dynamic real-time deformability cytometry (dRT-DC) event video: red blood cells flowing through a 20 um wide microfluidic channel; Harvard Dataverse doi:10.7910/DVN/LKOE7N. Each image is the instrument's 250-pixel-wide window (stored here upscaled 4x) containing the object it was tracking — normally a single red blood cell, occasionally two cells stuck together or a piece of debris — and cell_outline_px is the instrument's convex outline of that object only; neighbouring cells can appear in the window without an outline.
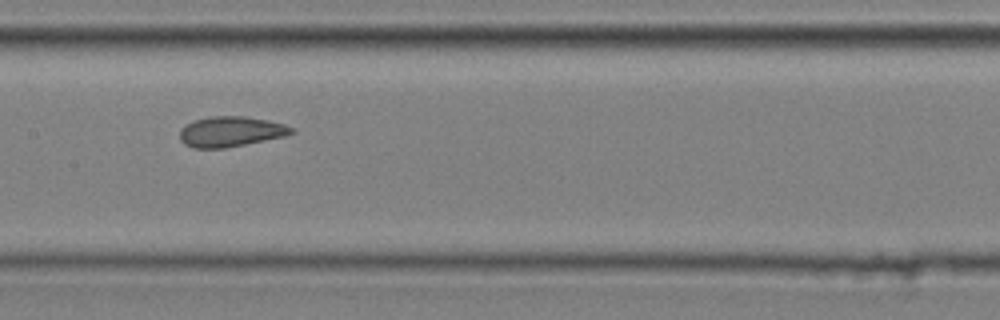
{"species": "common noctule bat (a hibernating species)", "species_latin": "Nyctalus noctula", "temperature_condition": "cold", "stored_images_in_passage": 13, "camera_frame_rate_fps": 3000, "um_per_image_px": 0.085, "animal": {"sex": "male", "body_mass_g": 20.4}, "frame": {"image": 1, "passage_image": 6, "time_ms": 1.667, "image_size_px": [1000, 320], "cell_outline_px": [[296, 132], [284, 136], [224, 148], [192, 148], [184, 144], [180, 140], [180, 128], [196, 120], [208, 116], [244, 116], [268, 120], [284, 124], [296, 128]], "centroid_in_image_um": [19.62, 11.18], "position_along_channel_um": 187.8, "area_um2": 19.71}}
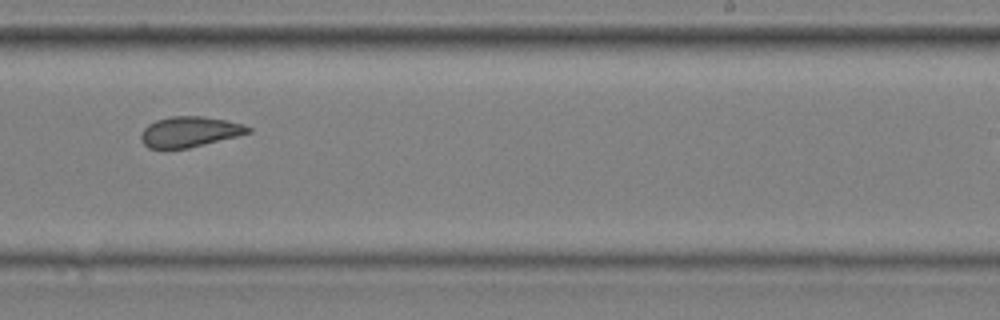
{"frame": {"image": 2, "passage_image": 8, "time_ms": 2.333, "image_size_px": [1000, 320], "cell_outline_px": [[252, 132], [240, 136], [188, 148], [148, 148], [140, 140], [140, 132], [148, 124], [156, 120], [172, 116], [200, 116], [224, 120], [244, 124], [252, 128]], "centroid_in_image_um": [16.13, 11.2], "position_along_channel_um": 272.9, "area_um2": 19.13}}
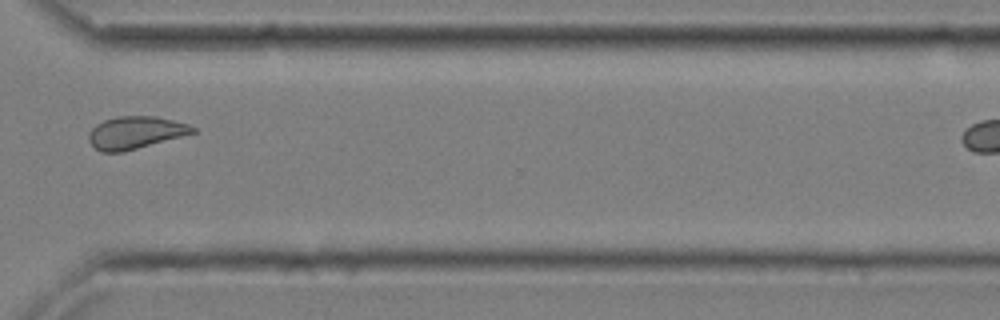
{"frame": {"image": 3, "passage_image": 10, "time_ms": 3.0, "image_size_px": [1000, 320], "cell_outline_px": [[196, 132], [124, 152], [100, 152], [88, 140], [88, 136], [92, 128], [96, 124], [104, 120], [116, 116], [156, 116], [188, 124], [196, 128]], "centroid_in_image_um": [11.49, 11.27], "position_along_channel_um": 359.1, "area_um2": 19.59}}